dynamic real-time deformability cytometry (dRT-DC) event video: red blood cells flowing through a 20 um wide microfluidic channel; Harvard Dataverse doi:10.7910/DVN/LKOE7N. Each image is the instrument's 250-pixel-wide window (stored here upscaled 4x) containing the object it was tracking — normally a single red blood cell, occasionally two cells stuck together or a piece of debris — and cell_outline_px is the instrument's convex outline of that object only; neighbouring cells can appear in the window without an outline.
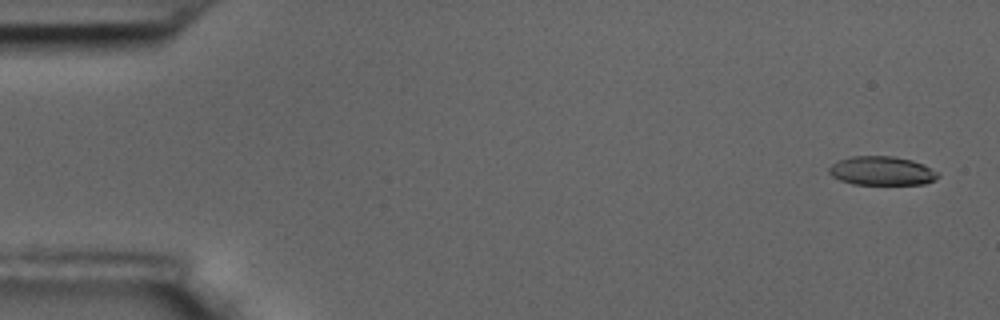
{"species": "common noctule bat (a hibernating species)", "species_latin": "Nyctalus noctula", "temperature_condition": "room temperature", "stored_images_in_passage": 11, "camera_frame_rate_fps": 3000, "um_per_image_px": 0.085, "animal": {"sex": "male", "body_mass_g": 17.5, "forearm_length_mm": 52.3}, "frame": {"image": 1, "passage_image": 1, "time_ms": 0.0, "image_size_px": [1000, 320], "cell_outline_px": [[940, 176], [936, 180], [924, 184], [852, 184], [840, 180], [832, 176], [828, 172], [828, 168], [836, 160], [852, 156], [892, 156], [912, 160], [924, 164], [940, 172]], "centroid_in_image_um": [74.97, 14.52], "position_along_channel_um": 10.0, "area_um2": 18.61}}
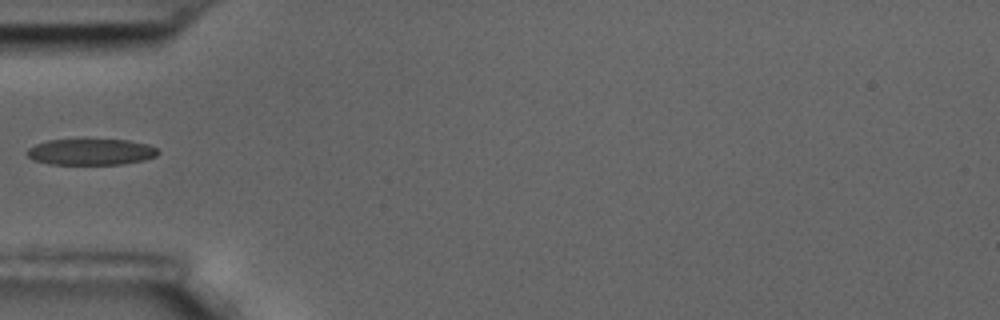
{"frame": {"image": 2, "passage_image": 5, "time_ms": 1.333, "image_size_px": [1000, 320], "cell_outline_px": [[160, 152], [156, 156], [144, 160], [124, 164], [48, 164], [36, 160], [28, 156], [24, 152], [28, 148], [36, 144], [48, 140], [80, 136], [128, 140], [148, 144], [156, 148]], "centroid_in_image_um": [7.71, 12.85], "position_along_channel_um": 77.3, "area_um2": 21.1}}
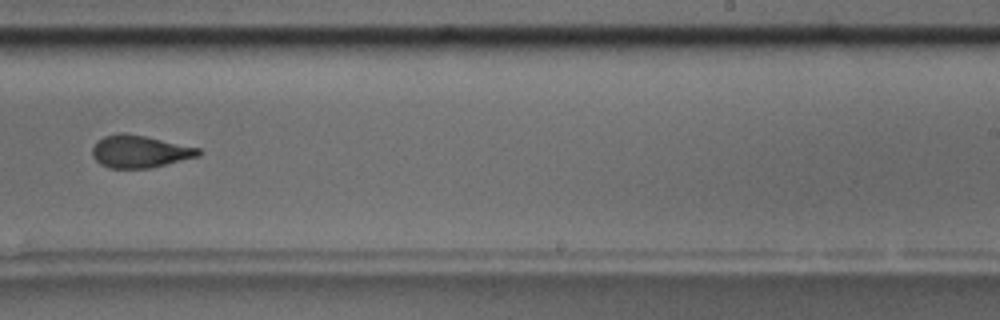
{"frame": {"image": 3, "passage_image": 10, "time_ms": 3.0, "image_size_px": [1000, 320], "cell_outline_px": [[200, 156], [152, 168], [108, 168], [100, 164], [92, 156], [92, 148], [96, 140], [104, 136], [120, 132], [124, 132], [144, 136], [200, 148]], "centroid_in_image_um": [11.85, 12.88], "position_along_channel_um": 277.2, "area_um2": 20.17}}